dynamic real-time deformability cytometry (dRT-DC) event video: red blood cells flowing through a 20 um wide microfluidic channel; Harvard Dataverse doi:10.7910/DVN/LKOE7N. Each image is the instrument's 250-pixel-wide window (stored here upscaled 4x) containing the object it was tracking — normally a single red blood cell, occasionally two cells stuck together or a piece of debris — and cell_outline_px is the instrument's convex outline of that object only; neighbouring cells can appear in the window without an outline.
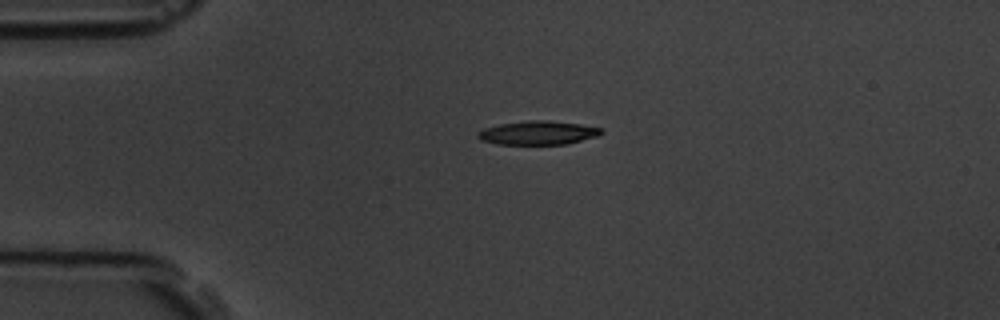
{"species": "common noctule bat (a hibernating species)", "species_latin": "Nyctalus noctula", "temperature_condition": "room temperature", "stored_images_in_passage": 1, "camera_frame_rate_fps": 3000, "um_per_image_px": 0.085, "animal": {"sex": "male", "body_mass_g": 19.5, "forearm_length_mm": 54.6}, "frame": {"image": 1, "passage_image": 1, "time_ms": 0.0, "image_size_px": [1000, 320], "cell_outline_px": [[604, 132], [596, 136], [568, 144], [496, 144], [480, 140], [476, 136], [476, 132], [484, 128], [500, 124], [528, 120], [548, 120], [580, 124], [604, 128]], "centroid_in_image_um": [45.72, 11.28], "position_along_channel_um": 39.3, "area_um2": 17.22}}